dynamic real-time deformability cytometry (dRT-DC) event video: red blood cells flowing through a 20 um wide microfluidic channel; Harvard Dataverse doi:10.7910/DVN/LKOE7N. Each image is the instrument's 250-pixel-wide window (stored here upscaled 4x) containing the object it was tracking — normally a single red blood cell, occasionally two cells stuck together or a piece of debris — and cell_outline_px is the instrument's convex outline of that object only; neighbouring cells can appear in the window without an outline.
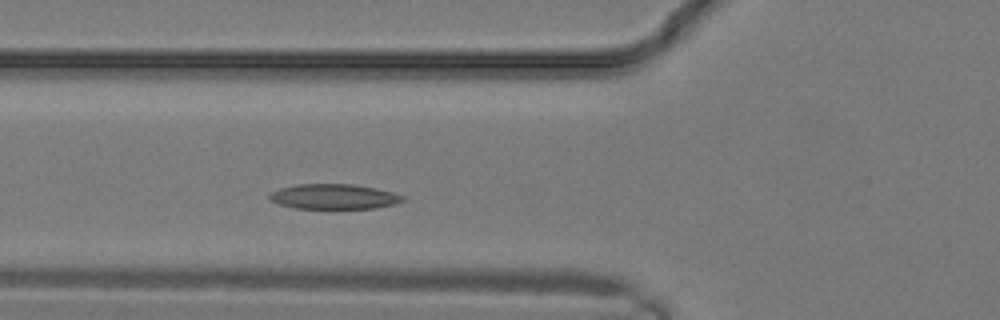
{"species": "common noctule bat (a hibernating species)", "species_latin": "Nyctalus noctula", "temperature_condition": "warm", "stored_images_in_passage": 5, "camera_frame_rate_fps": 3000, "um_per_image_px": 0.085, "animal": {"sex": "male", "body_mass_g": 19.2, "forearm_length_mm": 51.8}, "frame": {"image": 1, "passage_image": 5, "time_ms": 1.333, "image_size_px": [1000, 320], "cell_outline_px": [[404, 200], [396, 204], [372, 208], [292, 208], [280, 204], [272, 200], [268, 196], [272, 192], [280, 188], [296, 184], [352, 184], [376, 188], [392, 192], [404, 196]], "centroid_in_image_um": [28.39, 16.7], "position_along_channel_um": 97.4, "area_um2": 19.31}}